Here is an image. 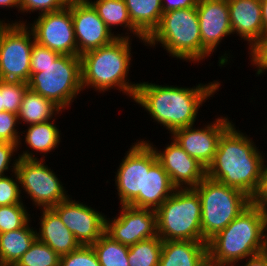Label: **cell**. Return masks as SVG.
<instances>
[{
    "label": "cell",
    "instance_id": "6da1fadb",
    "mask_svg": "<svg viewBox=\"0 0 267 266\" xmlns=\"http://www.w3.org/2000/svg\"><path fill=\"white\" fill-rule=\"evenodd\" d=\"M220 85L218 80L191 88L139 82L133 101L170 134L179 128L194 126L199 108L219 91Z\"/></svg>",
    "mask_w": 267,
    "mask_h": 266
},
{
    "label": "cell",
    "instance_id": "7a4b0ae2",
    "mask_svg": "<svg viewBox=\"0 0 267 266\" xmlns=\"http://www.w3.org/2000/svg\"><path fill=\"white\" fill-rule=\"evenodd\" d=\"M235 127L232 123L222 133L214 159L206 169V176L251 198L265 166V153L258 149L252 138Z\"/></svg>",
    "mask_w": 267,
    "mask_h": 266
},
{
    "label": "cell",
    "instance_id": "3957f363",
    "mask_svg": "<svg viewBox=\"0 0 267 266\" xmlns=\"http://www.w3.org/2000/svg\"><path fill=\"white\" fill-rule=\"evenodd\" d=\"M265 250V214L252 204L207 241L208 260L223 266H240L239 262Z\"/></svg>",
    "mask_w": 267,
    "mask_h": 266
},
{
    "label": "cell",
    "instance_id": "277c9868",
    "mask_svg": "<svg viewBox=\"0 0 267 266\" xmlns=\"http://www.w3.org/2000/svg\"><path fill=\"white\" fill-rule=\"evenodd\" d=\"M131 41L130 38L118 37L108 45L80 55L83 90L93 88L105 93L112 88L134 98L138 83L128 79L133 56Z\"/></svg>",
    "mask_w": 267,
    "mask_h": 266
},
{
    "label": "cell",
    "instance_id": "5b68a950",
    "mask_svg": "<svg viewBox=\"0 0 267 266\" xmlns=\"http://www.w3.org/2000/svg\"><path fill=\"white\" fill-rule=\"evenodd\" d=\"M157 44L172 58L198 63L212 56L203 46L195 7L163 12L158 27L146 39L145 46Z\"/></svg>",
    "mask_w": 267,
    "mask_h": 266
},
{
    "label": "cell",
    "instance_id": "8992f818",
    "mask_svg": "<svg viewBox=\"0 0 267 266\" xmlns=\"http://www.w3.org/2000/svg\"><path fill=\"white\" fill-rule=\"evenodd\" d=\"M200 196L194 188H176L156 210L157 236L162 241L207 242L201 230Z\"/></svg>",
    "mask_w": 267,
    "mask_h": 266
},
{
    "label": "cell",
    "instance_id": "52a82bcc",
    "mask_svg": "<svg viewBox=\"0 0 267 266\" xmlns=\"http://www.w3.org/2000/svg\"><path fill=\"white\" fill-rule=\"evenodd\" d=\"M194 189L200 196L201 230L206 241L226 228L251 204L250 197L242 191L207 176Z\"/></svg>",
    "mask_w": 267,
    "mask_h": 266
},
{
    "label": "cell",
    "instance_id": "ba28073f",
    "mask_svg": "<svg viewBox=\"0 0 267 266\" xmlns=\"http://www.w3.org/2000/svg\"><path fill=\"white\" fill-rule=\"evenodd\" d=\"M28 88L51 100L61 110L71 107L74 99L83 91L81 57L60 55L38 73H33Z\"/></svg>",
    "mask_w": 267,
    "mask_h": 266
},
{
    "label": "cell",
    "instance_id": "9c48e42d",
    "mask_svg": "<svg viewBox=\"0 0 267 266\" xmlns=\"http://www.w3.org/2000/svg\"><path fill=\"white\" fill-rule=\"evenodd\" d=\"M8 22L0 32V80L28 83L35 38L27 20Z\"/></svg>",
    "mask_w": 267,
    "mask_h": 266
},
{
    "label": "cell",
    "instance_id": "30bf717a",
    "mask_svg": "<svg viewBox=\"0 0 267 266\" xmlns=\"http://www.w3.org/2000/svg\"><path fill=\"white\" fill-rule=\"evenodd\" d=\"M157 160L154 149L146 140L132 143L115 175L120 205L144 208L145 170H149Z\"/></svg>",
    "mask_w": 267,
    "mask_h": 266
},
{
    "label": "cell",
    "instance_id": "8fae6325",
    "mask_svg": "<svg viewBox=\"0 0 267 266\" xmlns=\"http://www.w3.org/2000/svg\"><path fill=\"white\" fill-rule=\"evenodd\" d=\"M44 161L45 159L19 158L15 170L20 189L25 191L26 197H30L33 206L39 207L38 209L52 208L70 196L60 178Z\"/></svg>",
    "mask_w": 267,
    "mask_h": 266
},
{
    "label": "cell",
    "instance_id": "7c38bea8",
    "mask_svg": "<svg viewBox=\"0 0 267 266\" xmlns=\"http://www.w3.org/2000/svg\"><path fill=\"white\" fill-rule=\"evenodd\" d=\"M26 25L33 32L35 42L61 55L77 56V42L71 10L65 8L41 14Z\"/></svg>",
    "mask_w": 267,
    "mask_h": 266
},
{
    "label": "cell",
    "instance_id": "4fadbf2b",
    "mask_svg": "<svg viewBox=\"0 0 267 266\" xmlns=\"http://www.w3.org/2000/svg\"><path fill=\"white\" fill-rule=\"evenodd\" d=\"M119 207L117 216L111 219L107 215L105 217V233L113 240L131 246L157 236L155 210L130 205Z\"/></svg>",
    "mask_w": 267,
    "mask_h": 266
},
{
    "label": "cell",
    "instance_id": "5bb4252c",
    "mask_svg": "<svg viewBox=\"0 0 267 266\" xmlns=\"http://www.w3.org/2000/svg\"><path fill=\"white\" fill-rule=\"evenodd\" d=\"M67 6L72 14L77 56L108 45L118 37H125L111 32L87 0H69Z\"/></svg>",
    "mask_w": 267,
    "mask_h": 266
},
{
    "label": "cell",
    "instance_id": "9a60e30c",
    "mask_svg": "<svg viewBox=\"0 0 267 266\" xmlns=\"http://www.w3.org/2000/svg\"><path fill=\"white\" fill-rule=\"evenodd\" d=\"M228 116L215 118L214 122L200 127H183L171 133L176 143L206 169L212 163L222 133L232 124Z\"/></svg>",
    "mask_w": 267,
    "mask_h": 266
},
{
    "label": "cell",
    "instance_id": "2e32d148",
    "mask_svg": "<svg viewBox=\"0 0 267 266\" xmlns=\"http://www.w3.org/2000/svg\"><path fill=\"white\" fill-rule=\"evenodd\" d=\"M71 197V198H70ZM52 209L80 245H93L105 233V215L69 196Z\"/></svg>",
    "mask_w": 267,
    "mask_h": 266
},
{
    "label": "cell",
    "instance_id": "e0dca14e",
    "mask_svg": "<svg viewBox=\"0 0 267 266\" xmlns=\"http://www.w3.org/2000/svg\"><path fill=\"white\" fill-rule=\"evenodd\" d=\"M171 143L159 150L153 143L147 141L154 149L158 161L168 173L176 188H194L206 177V168L196 159L189 156L172 138Z\"/></svg>",
    "mask_w": 267,
    "mask_h": 266
},
{
    "label": "cell",
    "instance_id": "ac0fdd59",
    "mask_svg": "<svg viewBox=\"0 0 267 266\" xmlns=\"http://www.w3.org/2000/svg\"><path fill=\"white\" fill-rule=\"evenodd\" d=\"M196 9L202 46L213 55L222 40L233 35L228 2L227 0H198Z\"/></svg>",
    "mask_w": 267,
    "mask_h": 266
},
{
    "label": "cell",
    "instance_id": "d6986e66",
    "mask_svg": "<svg viewBox=\"0 0 267 266\" xmlns=\"http://www.w3.org/2000/svg\"><path fill=\"white\" fill-rule=\"evenodd\" d=\"M232 33L249 44L250 51L267 32L262 22L260 0H227Z\"/></svg>",
    "mask_w": 267,
    "mask_h": 266
},
{
    "label": "cell",
    "instance_id": "ffe728a7",
    "mask_svg": "<svg viewBox=\"0 0 267 266\" xmlns=\"http://www.w3.org/2000/svg\"><path fill=\"white\" fill-rule=\"evenodd\" d=\"M37 239L51 247L59 256L69 254L81 245L52 208H42Z\"/></svg>",
    "mask_w": 267,
    "mask_h": 266
},
{
    "label": "cell",
    "instance_id": "44dd1931",
    "mask_svg": "<svg viewBox=\"0 0 267 266\" xmlns=\"http://www.w3.org/2000/svg\"><path fill=\"white\" fill-rule=\"evenodd\" d=\"M49 120L42 123H37L33 125L27 126L26 131H22L21 136H25L23 140L25 141L26 147H28L31 151L23 150L18 154V157L21 159H39L38 156L35 155L37 153L43 154L40 159H44V156H47V153L52 152L55 148L59 146L61 141V131L55 125V120ZM24 132V133H23ZM34 151V152H33ZM36 152V154H35Z\"/></svg>",
    "mask_w": 267,
    "mask_h": 266
},
{
    "label": "cell",
    "instance_id": "7402d4cb",
    "mask_svg": "<svg viewBox=\"0 0 267 266\" xmlns=\"http://www.w3.org/2000/svg\"><path fill=\"white\" fill-rule=\"evenodd\" d=\"M207 259V242L163 241L158 266H202Z\"/></svg>",
    "mask_w": 267,
    "mask_h": 266
},
{
    "label": "cell",
    "instance_id": "603a6c76",
    "mask_svg": "<svg viewBox=\"0 0 267 266\" xmlns=\"http://www.w3.org/2000/svg\"><path fill=\"white\" fill-rule=\"evenodd\" d=\"M30 223L0 234V266H14L37 239V230Z\"/></svg>",
    "mask_w": 267,
    "mask_h": 266
},
{
    "label": "cell",
    "instance_id": "cb8c5ba5",
    "mask_svg": "<svg viewBox=\"0 0 267 266\" xmlns=\"http://www.w3.org/2000/svg\"><path fill=\"white\" fill-rule=\"evenodd\" d=\"M97 11L98 16L105 23V25L111 30L115 29L114 26H121L133 33H125L126 38L136 37L139 38L141 42L146 43V37L133 25L127 6L124 0H87ZM128 34V35H126ZM133 35V36H132ZM135 35V36H134ZM132 36V37H131Z\"/></svg>",
    "mask_w": 267,
    "mask_h": 266
},
{
    "label": "cell",
    "instance_id": "d4e9b609",
    "mask_svg": "<svg viewBox=\"0 0 267 266\" xmlns=\"http://www.w3.org/2000/svg\"><path fill=\"white\" fill-rule=\"evenodd\" d=\"M175 189L168 173L157 160L149 170H145L144 208L156 211Z\"/></svg>",
    "mask_w": 267,
    "mask_h": 266
},
{
    "label": "cell",
    "instance_id": "484cf974",
    "mask_svg": "<svg viewBox=\"0 0 267 266\" xmlns=\"http://www.w3.org/2000/svg\"><path fill=\"white\" fill-rule=\"evenodd\" d=\"M63 111L51 100L44 98L31 89H27L17 114L18 123L28 126L53 120ZM58 114V115H57Z\"/></svg>",
    "mask_w": 267,
    "mask_h": 266
},
{
    "label": "cell",
    "instance_id": "4316f807",
    "mask_svg": "<svg viewBox=\"0 0 267 266\" xmlns=\"http://www.w3.org/2000/svg\"><path fill=\"white\" fill-rule=\"evenodd\" d=\"M133 25L148 38L163 14L161 0H124Z\"/></svg>",
    "mask_w": 267,
    "mask_h": 266
},
{
    "label": "cell",
    "instance_id": "83f0119b",
    "mask_svg": "<svg viewBox=\"0 0 267 266\" xmlns=\"http://www.w3.org/2000/svg\"><path fill=\"white\" fill-rule=\"evenodd\" d=\"M91 246L101 266H129V246L113 240L106 233Z\"/></svg>",
    "mask_w": 267,
    "mask_h": 266
},
{
    "label": "cell",
    "instance_id": "f1b7e54d",
    "mask_svg": "<svg viewBox=\"0 0 267 266\" xmlns=\"http://www.w3.org/2000/svg\"><path fill=\"white\" fill-rule=\"evenodd\" d=\"M162 242L156 236L129 246V266H158L162 252Z\"/></svg>",
    "mask_w": 267,
    "mask_h": 266
},
{
    "label": "cell",
    "instance_id": "f546056e",
    "mask_svg": "<svg viewBox=\"0 0 267 266\" xmlns=\"http://www.w3.org/2000/svg\"><path fill=\"white\" fill-rule=\"evenodd\" d=\"M14 266H60V256L36 239Z\"/></svg>",
    "mask_w": 267,
    "mask_h": 266
},
{
    "label": "cell",
    "instance_id": "4dcf8cb0",
    "mask_svg": "<svg viewBox=\"0 0 267 266\" xmlns=\"http://www.w3.org/2000/svg\"><path fill=\"white\" fill-rule=\"evenodd\" d=\"M29 213L24 202L0 206V234L24 227L29 221H32Z\"/></svg>",
    "mask_w": 267,
    "mask_h": 266
},
{
    "label": "cell",
    "instance_id": "1f68e13d",
    "mask_svg": "<svg viewBox=\"0 0 267 266\" xmlns=\"http://www.w3.org/2000/svg\"><path fill=\"white\" fill-rule=\"evenodd\" d=\"M27 89V83L0 80V95L3 100V109L18 114L23 96Z\"/></svg>",
    "mask_w": 267,
    "mask_h": 266
},
{
    "label": "cell",
    "instance_id": "d6a6232c",
    "mask_svg": "<svg viewBox=\"0 0 267 266\" xmlns=\"http://www.w3.org/2000/svg\"><path fill=\"white\" fill-rule=\"evenodd\" d=\"M13 174V175H12ZM11 176V177H10ZM0 176V206L20 204L23 202L19 179L16 172ZM15 177V178H14Z\"/></svg>",
    "mask_w": 267,
    "mask_h": 266
},
{
    "label": "cell",
    "instance_id": "836d02e7",
    "mask_svg": "<svg viewBox=\"0 0 267 266\" xmlns=\"http://www.w3.org/2000/svg\"><path fill=\"white\" fill-rule=\"evenodd\" d=\"M60 266H101L91 245H81L69 254L60 256Z\"/></svg>",
    "mask_w": 267,
    "mask_h": 266
},
{
    "label": "cell",
    "instance_id": "e575fe53",
    "mask_svg": "<svg viewBox=\"0 0 267 266\" xmlns=\"http://www.w3.org/2000/svg\"><path fill=\"white\" fill-rule=\"evenodd\" d=\"M18 125L17 114L8 111L0 112V139L2 141L18 144L19 151L22 147L20 146L22 145V138L20 136L21 133L17 130L19 129L17 128Z\"/></svg>",
    "mask_w": 267,
    "mask_h": 266
},
{
    "label": "cell",
    "instance_id": "d590c367",
    "mask_svg": "<svg viewBox=\"0 0 267 266\" xmlns=\"http://www.w3.org/2000/svg\"><path fill=\"white\" fill-rule=\"evenodd\" d=\"M21 13L45 14L59 11L68 5L69 0H19Z\"/></svg>",
    "mask_w": 267,
    "mask_h": 266
},
{
    "label": "cell",
    "instance_id": "8d00e7d4",
    "mask_svg": "<svg viewBox=\"0 0 267 266\" xmlns=\"http://www.w3.org/2000/svg\"><path fill=\"white\" fill-rule=\"evenodd\" d=\"M61 54L52 51L51 49L41 46L36 42L33 44L31 53V75L33 73H38L39 68H44L51 62H54Z\"/></svg>",
    "mask_w": 267,
    "mask_h": 266
},
{
    "label": "cell",
    "instance_id": "74e56055",
    "mask_svg": "<svg viewBox=\"0 0 267 266\" xmlns=\"http://www.w3.org/2000/svg\"><path fill=\"white\" fill-rule=\"evenodd\" d=\"M18 151V144L2 141L0 142V176H5L6 171L15 172L19 157L15 158V154ZM14 155V156H13ZM14 157L13 161L12 158ZM13 163H12V162ZM12 164V166L10 165Z\"/></svg>",
    "mask_w": 267,
    "mask_h": 266
},
{
    "label": "cell",
    "instance_id": "f35d334b",
    "mask_svg": "<svg viewBox=\"0 0 267 266\" xmlns=\"http://www.w3.org/2000/svg\"><path fill=\"white\" fill-rule=\"evenodd\" d=\"M248 54L251 65L256 66V74L262 76L267 71V35Z\"/></svg>",
    "mask_w": 267,
    "mask_h": 266
},
{
    "label": "cell",
    "instance_id": "ab89813d",
    "mask_svg": "<svg viewBox=\"0 0 267 266\" xmlns=\"http://www.w3.org/2000/svg\"><path fill=\"white\" fill-rule=\"evenodd\" d=\"M250 199L254 207L264 214L267 212V165L264 166L257 190Z\"/></svg>",
    "mask_w": 267,
    "mask_h": 266
},
{
    "label": "cell",
    "instance_id": "60d3db41",
    "mask_svg": "<svg viewBox=\"0 0 267 266\" xmlns=\"http://www.w3.org/2000/svg\"><path fill=\"white\" fill-rule=\"evenodd\" d=\"M198 0H161L163 12L195 7Z\"/></svg>",
    "mask_w": 267,
    "mask_h": 266
},
{
    "label": "cell",
    "instance_id": "b9f144b4",
    "mask_svg": "<svg viewBox=\"0 0 267 266\" xmlns=\"http://www.w3.org/2000/svg\"><path fill=\"white\" fill-rule=\"evenodd\" d=\"M243 262L245 265L243 263L241 266H267V250L254 256L247 257Z\"/></svg>",
    "mask_w": 267,
    "mask_h": 266
},
{
    "label": "cell",
    "instance_id": "7bdbcfd3",
    "mask_svg": "<svg viewBox=\"0 0 267 266\" xmlns=\"http://www.w3.org/2000/svg\"><path fill=\"white\" fill-rule=\"evenodd\" d=\"M0 7L3 8H16L18 13L20 12V2L19 0H0Z\"/></svg>",
    "mask_w": 267,
    "mask_h": 266
},
{
    "label": "cell",
    "instance_id": "ee69618b",
    "mask_svg": "<svg viewBox=\"0 0 267 266\" xmlns=\"http://www.w3.org/2000/svg\"><path fill=\"white\" fill-rule=\"evenodd\" d=\"M261 12H262V22L264 25V30L267 32V0H260Z\"/></svg>",
    "mask_w": 267,
    "mask_h": 266
},
{
    "label": "cell",
    "instance_id": "f6af8a7d",
    "mask_svg": "<svg viewBox=\"0 0 267 266\" xmlns=\"http://www.w3.org/2000/svg\"><path fill=\"white\" fill-rule=\"evenodd\" d=\"M202 266H223V265H220V264H217V263H213V262H211L210 260L207 259Z\"/></svg>",
    "mask_w": 267,
    "mask_h": 266
},
{
    "label": "cell",
    "instance_id": "bcb514c9",
    "mask_svg": "<svg viewBox=\"0 0 267 266\" xmlns=\"http://www.w3.org/2000/svg\"><path fill=\"white\" fill-rule=\"evenodd\" d=\"M7 23L5 22V20L1 19L0 20V32L2 31V29L4 28V26L6 25Z\"/></svg>",
    "mask_w": 267,
    "mask_h": 266
},
{
    "label": "cell",
    "instance_id": "7dc6e473",
    "mask_svg": "<svg viewBox=\"0 0 267 266\" xmlns=\"http://www.w3.org/2000/svg\"><path fill=\"white\" fill-rule=\"evenodd\" d=\"M3 111L5 110L3 109V100H2V96L0 95V112H3Z\"/></svg>",
    "mask_w": 267,
    "mask_h": 266
},
{
    "label": "cell",
    "instance_id": "c3c4849f",
    "mask_svg": "<svg viewBox=\"0 0 267 266\" xmlns=\"http://www.w3.org/2000/svg\"><path fill=\"white\" fill-rule=\"evenodd\" d=\"M266 243H267V212L265 213Z\"/></svg>",
    "mask_w": 267,
    "mask_h": 266
}]
</instances>
